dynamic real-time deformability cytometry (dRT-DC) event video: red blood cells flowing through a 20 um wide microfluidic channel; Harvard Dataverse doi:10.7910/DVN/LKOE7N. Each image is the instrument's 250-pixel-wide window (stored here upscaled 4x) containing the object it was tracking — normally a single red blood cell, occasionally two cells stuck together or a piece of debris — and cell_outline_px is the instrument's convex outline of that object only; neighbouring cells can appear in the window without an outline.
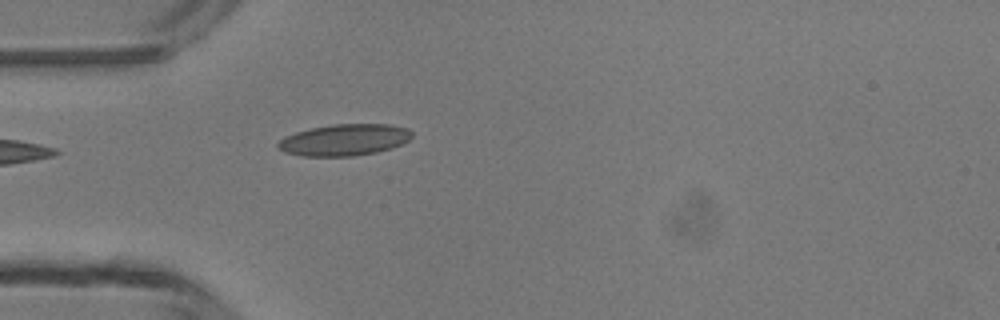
{"species": "common noctule bat (a hibernating species)", "species_latin": "Nyctalus noctula", "temperature_condition": "room temperature", "stored_images_in_passage": 1, "camera_frame_rate_fps": 3000, "um_per_image_px": 0.085, "animal": {"sex": "male", "body_mass_g": 13.3}, "frame": {"image": 1, "passage_image": 1, "time_ms": 0.0, "image_size_px": [1000, 320], "cell_outline_px": [[412, 136], [408, 140], [400, 144], [376, 152], [352, 156], [300, 156], [284, 152], [276, 148], [276, 144], [284, 136], [296, 132], [312, 128], [332, 124], [388, 124], [408, 128], [412, 132]], "centroid_in_image_um": [29.22, 11.89], "position_along_channel_um": 55.8, "area_um2": 24.57}}